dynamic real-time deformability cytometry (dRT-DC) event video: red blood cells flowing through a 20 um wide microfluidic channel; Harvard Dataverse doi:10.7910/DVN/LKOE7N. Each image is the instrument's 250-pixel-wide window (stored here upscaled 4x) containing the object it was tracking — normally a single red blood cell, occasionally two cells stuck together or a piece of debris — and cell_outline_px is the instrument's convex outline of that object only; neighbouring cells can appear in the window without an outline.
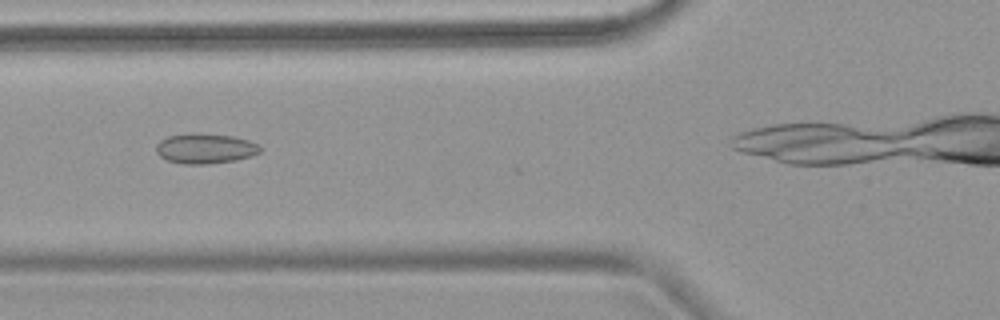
{"species": "common noctule bat (a hibernating species)", "species_latin": "Nyctalus noctula", "temperature_condition": "warm", "stored_images_in_passage": 8, "camera_frame_rate_fps": 3000, "um_per_image_px": 0.085, "animal": {"sex": "female", "body_mass_g": 18.4}, "frame": {"image": 1, "passage_image": 4, "time_ms": 3.333, "image_size_px": [1000, 320], "cell_outline_px": [[260, 152], [252, 156], [236, 160], [208, 164], [184, 164], [168, 160], [160, 156], [156, 152], [156, 144], [160, 140], [168, 136], [188, 132], [196, 132], [232, 136], [248, 140], [260, 144]], "centroid_in_image_um": [17.44, 12.61], "position_along_channel_um": 108.4, "area_um2": 18.5}}